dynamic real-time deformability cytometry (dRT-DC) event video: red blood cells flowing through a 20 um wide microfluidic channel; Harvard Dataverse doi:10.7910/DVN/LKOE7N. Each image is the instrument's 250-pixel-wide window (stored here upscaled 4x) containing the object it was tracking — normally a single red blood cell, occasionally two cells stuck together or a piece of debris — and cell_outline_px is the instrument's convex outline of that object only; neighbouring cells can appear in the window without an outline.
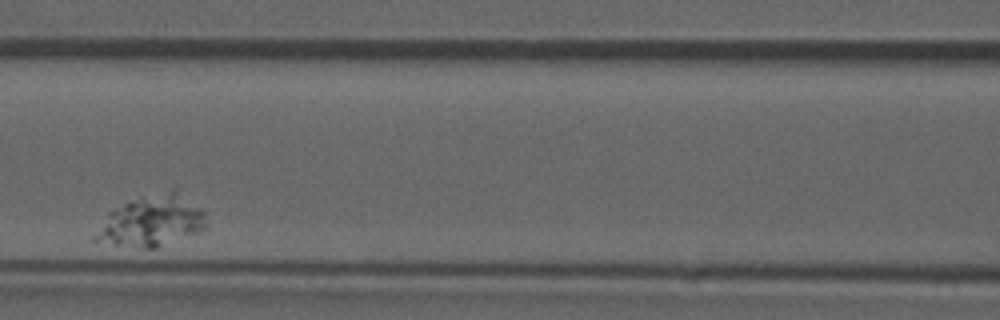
{"species": "common noctule bat (a hibernating species)", "species_latin": "Nyctalus noctula", "temperature_condition": "room temperature", "stored_images_in_passage": 9, "camera_frame_rate_fps": 3000, "um_per_image_px": 0.085, "animal": {"sex": "male", "forearm_length_mm": 52.5}, "frame": {"image": 1, "passage_image": 3, "time_ms": 0.667, "image_size_px": [1000, 320], "cell_outline_px": [[208, 228], [156, 248], [140, 248], [92, 240], [108, 212], [124, 204], [176, 184], [208, 212]], "centroid_in_image_um": [13.07, 18.71], "position_along_channel_um": 153.5, "area_um2": 33.87}}